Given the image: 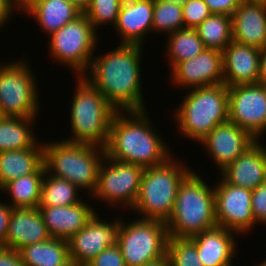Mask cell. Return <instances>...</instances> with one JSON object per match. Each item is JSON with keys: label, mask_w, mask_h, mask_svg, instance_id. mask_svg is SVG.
Masks as SVG:
<instances>
[{"label": "cell", "mask_w": 266, "mask_h": 266, "mask_svg": "<svg viewBox=\"0 0 266 266\" xmlns=\"http://www.w3.org/2000/svg\"><path fill=\"white\" fill-rule=\"evenodd\" d=\"M142 50V45L119 44L106 54L94 55L82 75L117 111L145 110L140 80Z\"/></svg>", "instance_id": "obj_1"}, {"label": "cell", "mask_w": 266, "mask_h": 266, "mask_svg": "<svg viewBox=\"0 0 266 266\" xmlns=\"http://www.w3.org/2000/svg\"><path fill=\"white\" fill-rule=\"evenodd\" d=\"M128 113V114H127ZM117 111L112 118L105 156L145 168L164 163L169 146L151 123L147 110ZM126 115V116H125Z\"/></svg>", "instance_id": "obj_2"}, {"label": "cell", "mask_w": 266, "mask_h": 266, "mask_svg": "<svg viewBox=\"0 0 266 266\" xmlns=\"http://www.w3.org/2000/svg\"><path fill=\"white\" fill-rule=\"evenodd\" d=\"M192 171L180 184L174 209L165 222L169 237L190 238L217 226L214 188Z\"/></svg>", "instance_id": "obj_3"}, {"label": "cell", "mask_w": 266, "mask_h": 266, "mask_svg": "<svg viewBox=\"0 0 266 266\" xmlns=\"http://www.w3.org/2000/svg\"><path fill=\"white\" fill-rule=\"evenodd\" d=\"M105 149L65 139L43 143V163L47 173L65 179L92 195L98 183V171ZM90 191V192H89Z\"/></svg>", "instance_id": "obj_4"}, {"label": "cell", "mask_w": 266, "mask_h": 266, "mask_svg": "<svg viewBox=\"0 0 266 266\" xmlns=\"http://www.w3.org/2000/svg\"><path fill=\"white\" fill-rule=\"evenodd\" d=\"M76 78L77 86L69 117L74 135L66 141L104 148L108 141L112 118L117 110L83 76Z\"/></svg>", "instance_id": "obj_5"}, {"label": "cell", "mask_w": 266, "mask_h": 266, "mask_svg": "<svg viewBox=\"0 0 266 266\" xmlns=\"http://www.w3.org/2000/svg\"><path fill=\"white\" fill-rule=\"evenodd\" d=\"M176 161L171 156L164 163L144 169L132 208L142 219L166 222L170 218L179 186L193 171Z\"/></svg>", "instance_id": "obj_6"}, {"label": "cell", "mask_w": 266, "mask_h": 266, "mask_svg": "<svg viewBox=\"0 0 266 266\" xmlns=\"http://www.w3.org/2000/svg\"><path fill=\"white\" fill-rule=\"evenodd\" d=\"M183 98L175 118L184 138L198 143L218 124L229 120L228 87L224 83L193 88Z\"/></svg>", "instance_id": "obj_7"}, {"label": "cell", "mask_w": 266, "mask_h": 266, "mask_svg": "<svg viewBox=\"0 0 266 266\" xmlns=\"http://www.w3.org/2000/svg\"><path fill=\"white\" fill-rule=\"evenodd\" d=\"M168 240L164 221L137 218L126 223L120 219L117 244L126 266H143L165 258Z\"/></svg>", "instance_id": "obj_8"}, {"label": "cell", "mask_w": 266, "mask_h": 266, "mask_svg": "<svg viewBox=\"0 0 266 266\" xmlns=\"http://www.w3.org/2000/svg\"><path fill=\"white\" fill-rule=\"evenodd\" d=\"M15 60L0 64V111L3 116L36 118L39 93L30 63ZM36 82V83H35Z\"/></svg>", "instance_id": "obj_9"}, {"label": "cell", "mask_w": 266, "mask_h": 266, "mask_svg": "<svg viewBox=\"0 0 266 266\" xmlns=\"http://www.w3.org/2000/svg\"><path fill=\"white\" fill-rule=\"evenodd\" d=\"M97 30L82 13L49 36L50 55L56 62L72 68L77 76L88 70L98 43Z\"/></svg>", "instance_id": "obj_10"}, {"label": "cell", "mask_w": 266, "mask_h": 266, "mask_svg": "<svg viewBox=\"0 0 266 266\" xmlns=\"http://www.w3.org/2000/svg\"><path fill=\"white\" fill-rule=\"evenodd\" d=\"M106 161V162H105ZM144 168L104 157L99 171L94 199L132 209L139 193ZM113 203V204H112ZM116 203V204H115Z\"/></svg>", "instance_id": "obj_11"}, {"label": "cell", "mask_w": 266, "mask_h": 266, "mask_svg": "<svg viewBox=\"0 0 266 266\" xmlns=\"http://www.w3.org/2000/svg\"><path fill=\"white\" fill-rule=\"evenodd\" d=\"M229 121L248 131L256 140L266 132V85L228 87Z\"/></svg>", "instance_id": "obj_12"}, {"label": "cell", "mask_w": 266, "mask_h": 266, "mask_svg": "<svg viewBox=\"0 0 266 266\" xmlns=\"http://www.w3.org/2000/svg\"><path fill=\"white\" fill-rule=\"evenodd\" d=\"M219 180L214 187L217 226L248 235L257 224L251 206L252 190Z\"/></svg>", "instance_id": "obj_13"}, {"label": "cell", "mask_w": 266, "mask_h": 266, "mask_svg": "<svg viewBox=\"0 0 266 266\" xmlns=\"http://www.w3.org/2000/svg\"><path fill=\"white\" fill-rule=\"evenodd\" d=\"M120 219L107 222L96 212L85 227L68 240L69 257L78 265H87L108 246L117 244Z\"/></svg>", "instance_id": "obj_14"}, {"label": "cell", "mask_w": 266, "mask_h": 266, "mask_svg": "<svg viewBox=\"0 0 266 266\" xmlns=\"http://www.w3.org/2000/svg\"><path fill=\"white\" fill-rule=\"evenodd\" d=\"M171 72L173 85L193 89L223 83V52L204 49L190 60L178 63ZM191 87V88H190Z\"/></svg>", "instance_id": "obj_15"}, {"label": "cell", "mask_w": 266, "mask_h": 266, "mask_svg": "<svg viewBox=\"0 0 266 266\" xmlns=\"http://www.w3.org/2000/svg\"><path fill=\"white\" fill-rule=\"evenodd\" d=\"M256 141L248 131L228 120L218 124L200 144L209 151L216 166L222 171Z\"/></svg>", "instance_id": "obj_16"}, {"label": "cell", "mask_w": 266, "mask_h": 266, "mask_svg": "<svg viewBox=\"0 0 266 266\" xmlns=\"http://www.w3.org/2000/svg\"><path fill=\"white\" fill-rule=\"evenodd\" d=\"M261 49L232 40L223 51V83L227 87L259 83Z\"/></svg>", "instance_id": "obj_17"}, {"label": "cell", "mask_w": 266, "mask_h": 266, "mask_svg": "<svg viewBox=\"0 0 266 266\" xmlns=\"http://www.w3.org/2000/svg\"><path fill=\"white\" fill-rule=\"evenodd\" d=\"M259 141L219 171L226 183L253 190L266 182V147Z\"/></svg>", "instance_id": "obj_18"}, {"label": "cell", "mask_w": 266, "mask_h": 266, "mask_svg": "<svg viewBox=\"0 0 266 266\" xmlns=\"http://www.w3.org/2000/svg\"><path fill=\"white\" fill-rule=\"evenodd\" d=\"M154 0H123L115 29L121 37L120 44L143 45V40L153 31Z\"/></svg>", "instance_id": "obj_19"}, {"label": "cell", "mask_w": 266, "mask_h": 266, "mask_svg": "<svg viewBox=\"0 0 266 266\" xmlns=\"http://www.w3.org/2000/svg\"><path fill=\"white\" fill-rule=\"evenodd\" d=\"M38 208L49 235L67 241L83 229L96 212L83 200L70 206H38Z\"/></svg>", "instance_id": "obj_20"}, {"label": "cell", "mask_w": 266, "mask_h": 266, "mask_svg": "<svg viewBox=\"0 0 266 266\" xmlns=\"http://www.w3.org/2000/svg\"><path fill=\"white\" fill-rule=\"evenodd\" d=\"M39 208H13L8 224L5 247L21 248L50 239Z\"/></svg>", "instance_id": "obj_21"}, {"label": "cell", "mask_w": 266, "mask_h": 266, "mask_svg": "<svg viewBox=\"0 0 266 266\" xmlns=\"http://www.w3.org/2000/svg\"><path fill=\"white\" fill-rule=\"evenodd\" d=\"M229 229L215 226L189 239L196 245L198 257L204 266H224L236 257L237 242Z\"/></svg>", "instance_id": "obj_22"}, {"label": "cell", "mask_w": 266, "mask_h": 266, "mask_svg": "<svg viewBox=\"0 0 266 266\" xmlns=\"http://www.w3.org/2000/svg\"><path fill=\"white\" fill-rule=\"evenodd\" d=\"M231 17L234 41L266 48V4L243 1Z\"/></svg>", "instance_id": "obj_23"}, {"label": "cell", "mask_w": 266, "mask_h": 266, "mask_svg": "<svg viewBox=\"0 0 266 266\" xmlns=\"http://www.w3.org/2000/svg\"><path fill=\"white\" fill-rule=\"evenodd\" d=\"M43 164L42 141L30 149L0 152V189L11 180L35 173Z\"/></svg>", "instance_id": "obj_24"}, {"label": "cell", "mask_w": 266, "mask_h": 266, "mask_svg": "<svg viewBox=\"0 0 266 266\" xmlns=\"http://www.w3.org/2000/svg\"><path fill=\"white\" fill-rule=\"evenodd\" d=\"M25 13L36 19L49 36L82 14L67 0H40Z\"/></svg>", "instance_id": "obj_25"}, {"label": "cell", "mask_w": 266, "mask_h": 266, "mask_svg": "<svg viewBox=\"0 0 266 266\" xmlns=\"http://www.w3.org/2000/svg\"><path fill=\"white\" fill-rule=\"evenodd\" d=\"M45 171L43 164L35 173L11 180L0 189L10 195L12 208H38Z\"/></svg>", "instance_id": "obj_26"}, {"label": "cell", "mask_w": 266, "mask_h": 266, "mask_svg": "<svg viewBox=\"0 0 266 266\" xmlns=\"http://www.w3.org/2000/svg\"><path fill=\"white\" fill-rule=\"evenodd\" d=\"M35 119L4 116L0 120V152L33 148L39 142L31 129Z\"/></svg>", "instance_id": "obj_27"}, {"label": "cell", "mask_w": 266, "mask_h": 266, "mask_svg": "<svg viewBox=\"0 0 266 266\" xmlns=\"http://www.w3.org/2000/svg\"><path fill=\"white\" fill-rule=\"evenodd\" d=\"M19 253L26 266H60L70 259L68 241L53 237L27 245Z\"/></svg>", "instance_id": "obj_28"}, {"label": "cell", "mask_w": 266, "mask_h": 266, "mask_svg": "<svg viewBox=\"0 0 266 266\" xmlns=\"http://www.w3.org/2000/svg\"><path fill=\"white\" fill-rule=\"evenodd\" d=\"M195 30L205 49L223 52L233 40L232 17L226 14H211Z\"/></svg>", "instance_id": "obj_29"}, {"label": "cell", "mask_w": 266, "mask_h": 266, "mask_svg": "<svg viewBox=\"0 0 266 266\" xmlns=\"http://www.w3.org/2000/svg\"><path fill=\"white\" fill-rule=\"evenodd\" d=\"M166 51L170 69L178 63L187 61L199 55L205 48L194 28L179 29L168 35Z\"/></svg>", "instance_id": "obj_30"}, {"label": "cell", "mask_w": 266, "mask_h": 266, "mask_svg": "<svg viewBox=\"0 0 266 266\" xmlns=\"http://www.w3.org/2000/svg\"><path fill=\"white\" fill-rule=\"evenodd\" d=\"M81 191L71 182L54 177L45 171L38 206H70L81 202L78 196Z\"/></svg>", "instance_id": "obj_31"}, {"label": "cell", "mask_w": 266, "mask_h": 266, "mask_svg": "<svg viewBox=\"0 0 266 266\" xmlns=\"http://www.w3.org/2000/svg\"><path fill=\"white\" fill-rule=\"evenodd\" d=\"M183 28L182 5L163 0H154L153 32H163L165 35H169Z\"/></svg>", "instance_id": "obj_32"}, {"label": "cell", "mask_w": 266, "mask_h": 266, "mask_svg": "<svg viewBox=\"0 0 266 266\" xmlns=\"http://www.w3.org/2000/svg\"><path fill=\"white\" fill-rule=\"evenodd\" d=\"M167 257L170 266H204L198 257L196 245L189 238L169 237Z\"/></svg>", "instance_id": "obj_33"}, {"label": "cell", "mask_w": 266, "mask_h": 266, "mask_svg": "<svg viewBox=\"0 0 266 266\" xmlns=\"http://www.w3.org/2000/svg\"><path fill=\"white\" fill-rule=\"evenodd\" d=\"M123 0H92L90 7L84 13L94 29L110 23L115 26Z\"/></svg>", "instance_id": "obj_34"}, {"label": "cell", "mask_w": 266, "mask_h": 266, "mask_svg": "<svg viewBox=\"0 0 266 266\" xmlns=\"http://www.w3.org/2000/svg\"><path fill=\"white\" fill-rule=\"evenodd\" d=\"M184 28H196L212 13L203 0H190L182 6Z\"/></svg>", "instance_id": "obj_35"}, {"label": "cell", "mask_w": 266, "mask_h": 266, "mask_svg": "<svg viewBox=\"0 0 266 266\" xmlns=\"http://www.w3.org/2000/svg\"><path fill=\"white\" fill-rule=\"evenodd\" d=\"M88 266H126L118 244L108 246L99 255L94 257Z\"/></svg>", "instance_id": "obj_36"}, {"label": "cell", "mask_w": 266, "mask_h": 266, "mask_svg": "<svg viewBox=\"0 0 266 266\" xmlns=\"http://www.w3.org/2000/svg\"><path fill=\"white\" fill-rule=\"evenodd\" d=\"M251 206L255 222L266 225V182L252 190Z\"/></svg>", "instance_id": "obj_37"}, {"label": "cell", "mask_w": 266, "mask_h": 266, "mask_svg": "<svg viewBox=\"0 0 266 266\" xmlns=\"http://www.w3.org/2000/svg\"><path fill=\"white\" fill-rule=\"evenodd\" d=\"M212 14H226L232 16L234 11L244 0H203Z\"/></svg>", "instance_id": "obj_38"}, {"label": "cell", "mask_w": 266, "mask_h": 266, "mask_svg": "<svg viewBox=\"0 0 266 266\" xmlns=\"http://www.w3.org/2000/svg\"><path fill=\"white\" fill-rule=\"evenodd\" d=\"M12 209L9 203L0 202V248L5 247V239Z\"/></svg>", "instance_id": "obj_39"}, {"label": "cell", "mask_w": 266, "mask_h": 266, "mask_svg": "<svg viewBox=\"0 0 266 266\" xmlns=\"http://www.w3.org/2000/svg\"><path fill=\"white\" fill-rule=\"evenodd\" d=\"M0 266H26L19 251L12 248H0Z\"/></svg>", "instance_id": "obj_40"}, {"label": "cell", "mask_w": 266, "mask_h": 266, "mask_svg": "<svg viewBox=\"0 0 266 266\" xmlns=\"http://www.w3.org/2000/svg\"><path fill=\"white\" fill-rule=\"evenodd\" d=\"M14 10L17 11L16 4L12 0H0V27L13 15Z\"/></svg>", "instance_id": "obj_41"}, {"label": "cell", "mask_w": 266, "mask_h": 266, "mask_svg": "<svg viewBox=\"0 0 266 266\" xmlns=\"http://www.w3.org/2000/svg\"><path fill=\"white\" fill-rule=\"evenodd\" d=\"M259 83L266 85V48L261 50Z\"/></svg>", "instance_id": "obj_42"}, {"label": "cell", "mask_w": 266, "mask_h": 266, "mask_svg": "<svg viewBox=\"0 0 266 266\" xmlns=\"http://www.w3.org/2000/svg\"><path fill=\"white\" fill-rule=\"evenodd\" d=\"M69 3L74 5L82 13H85L86 10L90 7L92 0H67Z\"/></svg>", "instance_id": "obj_43"}, {"label": "cell", "mask_w": 266, "mask_h": 266, "mask_svg": "<svg viewBox=\"0 0 266 266\" xmlns=\"http://www.w3.org/2000/svg\"><path fill=\"white\" fill-rule=\"evenodd\" d=\"M38 1L40 0H19V2L16 4V8L21 12L24 11L25 14V12Z\"/></svg>", "instance_id": "obj_44"}, {"label": "cell", "mask_w": 266, "mask_h": 266, "mask_svg": "<svg viewBox=\"0 0 266 266\" xmlns=\"http://www.w3.org/2000/svg\"><path fill=\"white\" fill-rule=\"evenodd\" d=\"M143 266H170V263L168 261V257L166 256L163 259H159V260H157L155 262H152V263H149V264H146V265H143Z\"/></svg>", "instance_id": "obj_45"}, {"label": "cell", "mask_w": 266, "mask_h": 266, "mask_svg": "<svg viewBox=\"0 0 266 266\" xmlns=\"http://www.w3.org/2000/svg\"><path fill=\"white\" fill-rule=\"evenodd\" d=\"M163 1L171 2V3L183 6L184 4H186L190 0H163Z\"/></svg>", "instance_id": "obj_46"}, {"label": "cell", "mask_w": 266, "mask_h": 266, "mask_svg": "<svg viewBox=\"0 0 266 266\" xmlns=\"http://www.w3.org/2000/svg\"><path fill=\"white\" fill-rule=\"evenodd\" d=\"M60 266H79L74 260H72L71 258L64 264L60 265Z\"/></svg>", "instance_id": "obj_47"}, {"label": "cell", "mask_w": 266, "mask_h": 266, "mask_svg": "<svg viewBox=\"0 0 266 266\" xmlns=\"http://www.w3.org/2000/svg\"><path fill=\"white\" fill-rule=\"evenodd\" d=\"M247 2H251V3H262V4H266V0H244Z\"/></svg>", "instance_id": "obj_48"}, {"label": "cell", "mask_w": 266, "mask_h": 266, "mask_svg": "<svg viewBox=\"0 0 266 266\" xmlns=\"http://www.w3.org/2000/svg\"><path fill=\"white\" fill-rule=\"evenodd\" d=\"M256 266H266V260H264V262L257 264Z\"/></svg>", "instance_id": "obj_49"}, {"label": "cell", "mask_w": 266, "mask_h": 266, "mask_svg": "<svg viewBox=\"0 0 266 266\" xmlns=\"http://www.w3.org/2000/svg\"><path fill=\"white\" fill-rule=\"evenodd\" d=\"M15 4H17L19 2V0H12Z\"/></svg>", "instance_id": "obj_50"}, {"label": "cell", "mask_w": 266, "mask_h": 266, "mask_svg": "<svg viewBox=\"0 0 266 266\" xmlns=\"http://www.w3.org/2000/svg\"><path fill=\"white\" fill-rule=\"evenodd\" d=\"M4 116L2 115L1 111H0V120L3 118Z\"/></svg>", "instance_id": "obj_51"}, {"label": "cell", "mask_w": 266, "mask_h": 266, "mask_svg": "<svg viewBox=\"0 0 266 266\" xmlns=\"http://www.w3.org/2000/svg\"><path fill=\"white\" fill-rule=\"evenodd\" d=\"M233 265V262L232 263H229L227 265H224V266H232Z\"/></svg>", "instance_id": "obj_52"}]
</instances>
